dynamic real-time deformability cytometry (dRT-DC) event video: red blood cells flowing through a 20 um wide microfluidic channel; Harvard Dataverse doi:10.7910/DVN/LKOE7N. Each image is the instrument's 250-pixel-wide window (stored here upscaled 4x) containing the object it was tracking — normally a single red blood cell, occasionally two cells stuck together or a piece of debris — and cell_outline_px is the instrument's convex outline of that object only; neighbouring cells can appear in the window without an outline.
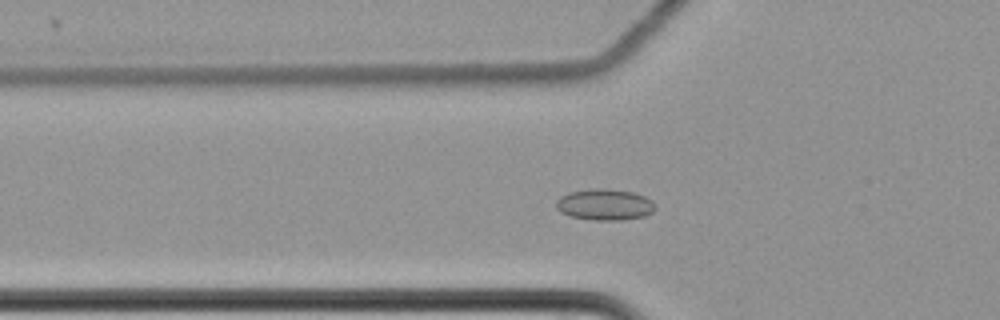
{"species": "common noctule bat (a hibernating species)", "species_latin": "Nyctalus noctula", "temperature_condition": "cold", "stored_images_in_passage": 58, "camera_frame_rate_fps": 3000, "um_per_image_px": 0.085, "animal": {"sex": "female", "body_mass_g": 22.7, "forearm_length_mm": 54.2}, "frame": {"image": 1, "passage_image": 19, "time_ms": 6.0, "image_size_px": [1000, 320], "cell_outline_px": [[656, 208], [652, 212], [644, 216], [620, 220], [592, 220], [568, 216], [560, 212], [556, 208], [556, 200], [560, 196], [568, 192], [596, 188], [604, 188], [632, 192], [644, 196], [652, 200]], "centroid_in_image_um": [51.37, 17.39], "position_along_channel_um": 74.4, "area_um2": 18.15}}
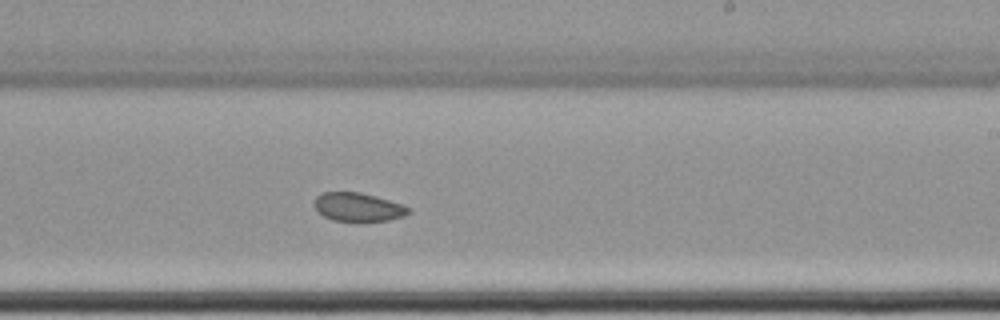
{"frame": {"image": 2, "passage_image": 35, "time_ms": 11.333, "image_size_px": [1000, 320], "cell_outline_px": [[408, 212], [404, 216], [388, 220], [360, 224], [332, 220], [316, 212], [316, 196], [324, 192], [360, 192], [376, 196], [404, 204], [408, 208]], "centroid_in_image_um": [30.44, 17.64], "position_along_channel_um": 258.6, "area_um2": 16.18}}
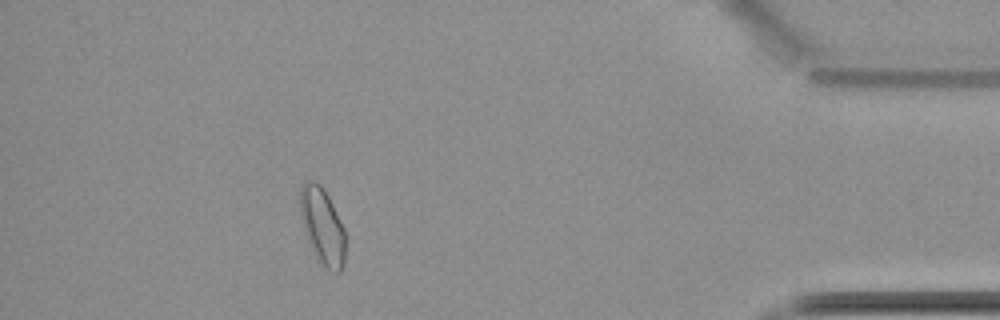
{"frame": {"image": 3, "passage_image": 52, "time_ms": 17.0, "image_size_px": [1000, 320], "cell_outline_px": [[344, 264], [340, 272], [332, 272], [324, 268], [316, 260], [300, 216], [300, 184], [304, 180], [312, 180], [320, 184], [328, 196], [344, 228]], "centroid_in_image_um": [27.38, 19.22], "position_along_channel_um": 407.8, "area_um2": 20.17}}